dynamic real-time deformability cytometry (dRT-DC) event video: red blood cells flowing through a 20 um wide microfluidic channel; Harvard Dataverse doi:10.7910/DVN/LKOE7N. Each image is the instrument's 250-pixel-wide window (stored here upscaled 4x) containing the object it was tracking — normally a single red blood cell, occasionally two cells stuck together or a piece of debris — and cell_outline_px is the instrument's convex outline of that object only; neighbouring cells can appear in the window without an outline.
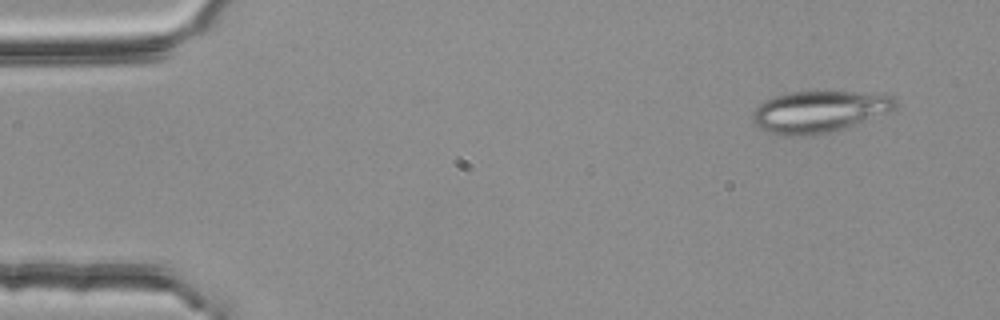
{"species": "common noctule bat (a hibernating species)", "species_latin": "Nyctalus noctula", "temperature_condition": "room temperature", "stored_images_in_passage": 50, "camera_frame_rate_fps": 3000, "um_per_image_px": 0.085, "animal": {"sex": "female", "body_mass_g": 25.1}, "frame": {"image": 1, "passage_image": 1, "time_ms": 0.0, "image_size_px": [1000, 320], "cell_outline_px": [[900, 104], [892, 112], [828, 132], [808, 136], [784, 136], [768, 132], [760, 128], [752, 120], [752, 112], [764, 100], [776, 96], [792, 92], [856, 92], [892, 96]], "centroid_in_image_um": [69.63, 9.49], "position_along_channel_um": 15.4, "area_um2": 34.45}}
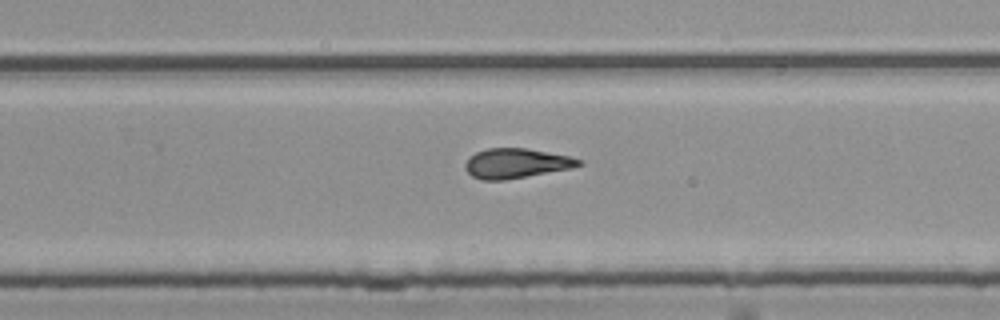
{"frame": {"image": 2, "passage_image": 31, "time_ms": 10.0, "image_size_px": [1000, 320], "cell_outline_px": [[584, 164], [572, 168], [504, 180], [484, 180], [472, 176], [464, 168], [464, 164], [468, 156], [476, 152], [488, 148], [528, 148], [568, 156], [584, 160]], "centroid_in_image_um": [43.87, 13.87], "position_along_channel_um": 285.9, "area_um2": 19.77}}
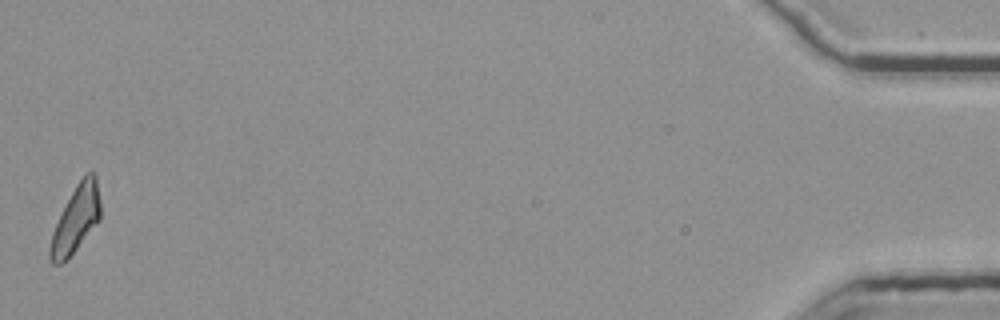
{"frame": {"image": 3, "passage_image": 50, "time_ms": 16.333, "image_size_px": [1000, 320], "cell_outline_px": [[100, 220], [76, 248], [60, 264], [52, 264], [48, 260], [48, 248], [52, 232], [76, 184], [88, 172], [96, 172], [100, 200]], "centroid_in_image_um": [6.45, 18.63], "position_along_channel_um": 428.8, "area_um2": 19.25}, "authors_computed_cell_mechanics": {"area_um2": 19.9988, "velocity_mm_per_s": 3.8186, "shape_relaxation_time_tau1_ms": null, "shape_relaxation_time_tau2_ms": 1.7855, "deformation_change_tau1": null, "deformation_change_tau2": 0.1044}}